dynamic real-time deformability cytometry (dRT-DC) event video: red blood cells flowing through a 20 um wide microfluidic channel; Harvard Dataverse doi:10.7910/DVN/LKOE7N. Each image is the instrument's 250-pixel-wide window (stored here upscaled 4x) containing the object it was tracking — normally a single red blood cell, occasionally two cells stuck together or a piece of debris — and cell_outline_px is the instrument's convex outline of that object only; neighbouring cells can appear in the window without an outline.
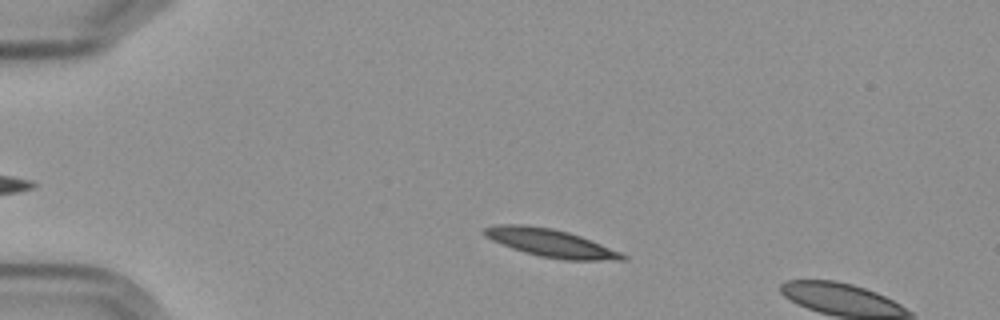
{"species": "Egyptian fruit bat (a non-hibernating species)", "species_latin": "Rousettus aegyptiacus", "temperature_condition": "cold", "stored_images_in_passage": 3, "camera_frame_rate_fps": 3000, "um_per_image_px": 0.085, "frame": {"image": 1, "passage_image": 2, "time_ms": 1.0, "image_size_px": [1000, 320], "cell_outline_px": [[628, 260], [564, 260], [540, 256], [524, 252], [500, 244], [484, 236], [480, 232], [484, 228], [496, 224], [524, 224], [552, 228], [568, 232], [580, 236], [620, 252], [628, 256]], "centroid_in_image_um": [46.75, 20.64], "position_along_channel_um": 38.2, "area_um2": 22.48}}